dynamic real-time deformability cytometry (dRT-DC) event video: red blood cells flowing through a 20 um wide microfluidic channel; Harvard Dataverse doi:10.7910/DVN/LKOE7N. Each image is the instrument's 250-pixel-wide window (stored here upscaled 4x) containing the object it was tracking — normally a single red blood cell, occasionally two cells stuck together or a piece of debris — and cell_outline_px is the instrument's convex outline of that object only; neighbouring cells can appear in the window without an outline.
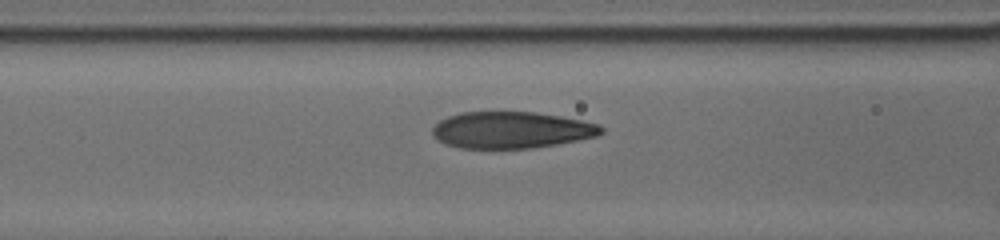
{"species": "human", "species_latin": "Homo sapiens", "temperature_condition": "cold", "stored_images_in_passage": 7, "camera_frame_rate_fps": 3000, "um_per_image_px": 0.085, "donor": {"sex": "male"}, "frame": {"image": 1, "passage_image": 5, "time_ms": 1.667, "image_size_px": [1000, 240], "cell_outline_px": [[604, 132], [596, 136], [556, 144], [532, 148], [460, 148], [444, 144], [436, 140], [432, 132], [432, 128], [440, 120], [448, 116], [460, 112], [536, 112], [560, 116], [600, 124], [604, 128]], "centroid_in_image_um": [43.44, 11.05], "position_along_channel_um": 123.2, "area_um2": 36.07}}